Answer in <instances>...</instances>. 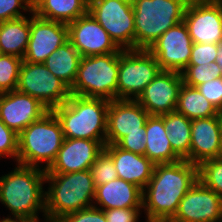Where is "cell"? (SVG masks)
Returning <instances> with one entry per match:
<instances>
[{
    "label": "cell",
    "mask_w": 222,
    "mask_h": 222,
    "mask_svg": "<svg viewBox=\"0 0 222 222\" xmlns=\"http://www.w3.org/2000/svg\"><path fill=\"white\" fill-rule=\"evenodd\" d=\"M222 197L199 180L187 191L170 222H221Z\"/></svg>",
    "instance_id": "4fadbf2b"
},
{
    "label": "cell",
    "mask_w": 222,
    "mask_h": 222,
    "mask_svg": "<svg viewBox=\"0 0 222 222\" xmlns=\"http://www.w3.org/2000/svg\"><path fill=\"white\" fill-rule=\"evenodd\" d=\"M218 58L216 60V62L220 65L221 69H222V43L219 44V50H218Z\"/></svg>",
    "instance_id": "60d3db41"
},
{
    "label": "cell",
    "mask_w": 222,
    "mask_h": 222,
    "mask_svg": "<svg viewBox=\"0 0 222 222\" xmlns=\"http://www.w3.org/2000/svg\"><path fill=\"white\" fill-rule=\"evenodd\" d=\"M105 145L106 141L64 138L55 160L45 172L70 173L89 170L104 151Z\"/></svg>",
    "instance_id": "ac0fdd59"
},
{
    "label": "cell",
    "mask_w": 222,
    "mask_h": 222,
    "mask_svg": "<svg viewBox=\"0 0 222 222\" xmlns=\"http://www.w3.org/2000/svg\"><path fill=\"white\" fill-rule=\"evenodd\" d=\"M183 84L182 75L175 71H160L145 87L136 101L150 114L163 115L176 110Z\"/></svg>",
    "instance_id": "e0dca14e"
},
{
    "label": "cell",
    "mask_w": 222,
    "mask_h": 222,
    "mask_svg": "<svg viewBox=\"0 0 222 222\" xmlns=\"http://www.w3.org/2000/svg\"><path fill=\"white\" fill-rule=\"evenodd\" d=\"M68 40L82 57L122 51L89 12L68 24Z\"/></svg>",
    "instance_id": "9a60e30c"
},
{
    "label": "cell",
    "mask_w": 222,
    "mask_h": 222,
    "mask_svg": "<svg viewBox=\"0 0 222 222\" xmlns=\"http://www.w3.org/2000/svg\"><path fill=\"white\" fill-rule=\"evenodd\" d=\"M142 192L138 186L116 178L104 185L96 186L93 206L101 207V210L142 208Z\"/></svg>",
    "instance_id": "7402d4cb"
},
{
    "label": "cell",
    "mask_w": 222,
    "mask_h": 222,
    "mask_svg": "<svg viewBox=\"0 0 222 222\" xmlns=\"http://www.w3.org/2000/svg\"><path fill=\"white\" fill-rule=\"evenodd\" d=\"M64 141L61 124L52 110L27 126L18 135L17 164L47 170ZM45 163L44 167L39 166Z\"/></svg>",
    "instance_id": "8992f818"
},
{
    "label": "cell",
    "mask_w": 222,
    "mask_h": 222,
    "mask_svg": "<svg viewBox=\"0 0 222 222\" xmlns=\"http://www.w3.org/2000/svg\"><path fill=\"white\" fill-rule=\"evenodd\" d=\"M142 208H115L103 210L107 222H138Z\"/></svg>",
    "instance_id": "f35d334b"
},
{
    "label": "cell",
    "mask_w": 222,
    "mask_h": 222,
    "mask_svg": "<svg viewBox=\"0 0 222 222\" xmlns=\"http://www.w3.org/2000/svg\"><path fill=\"white\" fill-rule=\"evenodd\" d=\"M30 38V17L0 22V49L2 54L24 58Z\"/></svg>",
    "instance_id": "d4e9b609"
},
{
    "label": "cell",
    "mask_w": 222,
    "mask_h": 222,
    "mask_svg": "<svg viewBox=\"0 0 222 222\" xmlns=\"http://www.w3.org/2000/svg\"><path fill=\"white\" fill-rule=\"evenodd\" d=\"M109 101L71 94L52 109L61 124L64 138L106 141Z\"/></svg>",
    "instance_id": "277c9868"
},
{
    "label": "cell",
    "mask_w": 222,
    "mask_h": 222,
    "mask_svg": "<svg viewBox=\"0 0 222 222\" xmlns=\"http://www.w3.org/2000/svg\"><path fill=\"white\" fill-rule=\"evenodd\" d=\"M45 222H58L64 216L93 206L95 185L90 170L70 173L46 172Z\"/></svg>",
    "instance_id": "3957f363"
},
{
    "label": "cell",
    "mask_w": 222,
    "mask_h": 222,
    "mask_svg": "<svg viewBox=\"0 0 222 222\" xmlns=\"http://www.w3.org/2000/svg\"><path fill=\"white\" fill-rule=\"evenodd\" d=\"M218 118H219V121H220V125H221V129H222V108L221 109H218Z\"/></svg>",
    "instance_id": "b9f144b4"
},
{
    "label": "cell",
    "mask_w": 222,
    "mask_h": 222,
    "mask_svg": "<svg viewBox=\"0 0 222 222\" xmlns=\"http://www.w3.org/2000/svg\"><path fill=\"white\" fill-rule=\"evenodd\" d=\"M20 10L31 13L32 0H0V22L24 17Z\"/></svg>",
    "instance_id": "d6a6232c"
},
{
    "label": "cell",
    "mask_w": 222,
    "mask_h": 222,
    "mask_svg": "<svg viewBox=\"0 0 222 222\" xmlns=\"http://www.w3.org/2000/svg\"><path fill=\"white\" fill-rule=\"evenodd\" d=\"M196 88L217 110L222 108V77L202 83Z\"/></svg>",
    "instance_id": "8d00e7d4"
},
{
    "label": "cell",
    "mask_w": 222,
    "mask_h": 222,
    "mask_svg": "<svg viewBox=\"0 0 222 222\" xmlns=\"http://www.w3.org/2000/svg\"><path fill=\"white\" fill-rule=\"evenodd\" d=\"M10 173L0 177V202L13 217L40 222L39 211L45 217L46 172L43 168L17 164Z\"/></svg>",
    "instance_id": "7a4b0ae2"
},
{
    "label": "cell",
    "mask_w": 222,
    "mask_h": 222,
    "mask_svg": "<svg viewBox=\"0 0 222 222\" xmlns=\"http://www.w3.org/2000/svg\"><path fill=\"white\" fill-rule=\"evenodd\" d=\"M49 109L38 99L13 90L0 93V120L18 135Z\"/></svg>",
    "instance_id": "d6986e66"
},
{
    "label": "cell",
    "mask_w": 222,
    "mask_h": 222,
    "mask_svg": "<svg viewBox=\"0 0 222 222\" xmlns=\"http://www.w3.org/2000/svg\"><path fill=\"white\" fill-rule=\"evenodd\" d=\"M183 21L193 43H222V3L218 0L189 2Z\"/></svg>",
    "instance_id": "8fae6325"
},
{
    "label": "cell",
    "mask_w": 222,
    "mask_h": 222,
    "mask_svg": "<svg viewBox=\"0 0 222 222\" xmlns=\"http://www.w3.org/2000/svg\"><path fill=\"white\" fill-rule=\"evenodd\" d=\"M104 151L112 158L118 178L143 191L153 175L155 164L145 155L125 151L116 144H106Z\"/></svg>",
    "instance_id": "44dd1931"
},
{
    "label": "cell",
    "mask_w": 222,
    "mask_h": 222,
    "mask_svg": "<svg viewBox=\"0 0 222 222\" xmlns=\"http://www.w3.org/2000/svg\"><path fill=\"white\" fill-rule=\"evenodd\" d=\"M30 17V38L23 61L44 63L46 58L68 41V25L46 20L36 16Z\"/></svg>",
    "instance_id": "5bb4252c"
},
{
    "label": "cell",
    "mask_w": 222,
    "mask_h": 222,
    "mask_svg": "<svg viewBox=\"0 0 222 222\" xmlns=\"http://www.w3.org/2000/svg\"><path fill=\"white\" fill-rule=\"evenodd\" d=\"M163 115H150L146 122L145 156L156 164L173 163L181 158L173 151L167 138Z\"/></svg>",
    "instance_id": "603a6c76"
},
{
    "label": "cell",
    "mask_w": 222,
    "mask_h": 222,
    "mask_svg": "<svg viewBox=\"0 0 222 222\" xmlns=\"http://www.w3.org/2000/svg\"><path fill=\"white\" fill-rule=\"evenodd\" d=\"M23 59L14 55L0 56V93L16 90Z\"/></svg>",
    "instance_id": "f546056e"
},
{
    "label": "cell",
    "mask_w": 222,
    "mask_h": 222,
    "mask_svg": "<svg viewBox=\"0 0 222 222\" xmlns=\"http://www.w3.org/2000/svg\"><path fill=\"white\" fill-rule=\"evenodd\" d=\"M119 54L81 57L77 76L70 93L87 98L117 99Z\"/></svg>",
    "instance_id": "52a82bcc"
},
{
    "label": "cell",
    "mask_w": 222,
    "mask_h": 222,
    "mask_svg": "<svg viewBox=\"0 0 222 222\" xmlns=\"http://www.w3.org/2000/svg\"><path fill=\"white\" fill-rule=\"evenodd\" d=\"M145 132L128 133L116 145L129 152L144 155L146 151Z\"/></svg>",
    "instance_id": "74e56055"
},
{
    "label": "cell",
    "mask_w": 222,
    "mask_h": 222,
    "mask_svg": "<svg viewBox=\"0 0 222 222\" xmlns=\"http://www.w3.org/2000/svg\"><path fill=\"white\" fill-rule=\"evenodd\" d=\"M94 185L101 186L118 178L112 158L103 151L90 167Z\"/></svg>",
    "instance_id": "1f68e13d"
},
{
    "label": "cell",
    "mask_w": 222,
    "mask_h": 222,
    "mask_svg": "<svg viewBox=\"0 0 222 222\" xmlns=\"http://www.w3.org/2000/svg\"><path fill=\"white\" fill-rule=\"evenodd\" d=\"M81 55L68 40L45 60L44 65L69 88L75 82Z\"/></svg>",
    "instance_id": "484cf974"
},
{
    "label": "cell",
    "mask_w": 222,
    "mask_h": 222,
    "mask_svg": "<svg viewBox=\"0 0 222 222\" xmlns=\"http://www.w3.org/2000/svg\"><path fill=\"white\" fill-rule=\"evenodd\" d=\"M191 122L186 116L176 111L164 114V127L173 151L190 162Z\"/></svg>",
    "instance_id": "4316f807"
},
{
    "label": "cell",
    "mask_w": 222,
    "mask_h": 222,
    "mask_svg": "<svg viewBox=\"0 0 222 222\" xmlns=\"http://www.w3.org/2000/svg\"><path fill=\"white\" fill-rule=\"evenodd\" d=\"M198 181V166L181 159L156 164L142 192V210L146 222L169 221L187 191Z\"/></svg>",
    "instance_id": "6da1fadb"
},
{
    "label": "cell",
    "mask_w": 222,
    "mask_h": 222,
    "mask_svg": "<svg viewBox=\"0 0 222 222\" xmlns=\"http://www.w3.org/2000/svg\"><path fill=\"white\" fill-rule=\"evenodd\" d=\"M154 222H170V221H154Z\"/></svg>",
    "instance_id": "7bdbcfd3"
},
{
    "label": "cell",
    "mask_w": 222,
    "mask_h": 222,
    "mask_svg": "<svg viewBox=\"0 0 222 222\" xmlns=\"http://www.w3.org/2000/svg\"><path fill=\"white\" fill-rule=\"evenodd\" d=\"M177 113L190 120L217 116L218 110L209 102L196 87L182 84L179 90Z\"/></svg>",
    "instance_id": "83f0119b"
},
{
    "label": "cell",
    "mask_w": 222,
    "mask_h": 222,
    "mask_svg": "<svg viewBox=\"0 0 222 222\" xmlns=\"http://www.w3.org/2000/svg\"><path fill=\"white\" fill-rule=\"evenodd\" d=\"M13 218V219H12ZM0 222H30L29 220L27 219H24V218H21V217H6V218H2L0 220Z\"/></svg>",
    "instance_id": "ab89813d"
},
{
    "label": "cell",
    "mask_w": 222,
    "mask_h": 222,
    "mask_svg": "<svg viewBox=\"0 0 222 222\" xmlns=\"http://www.w3.org/2000/svg\"><path fill=\"white\" fill-rule=\"evenodd\" d=\"M3 156L17 161L18 134L0 120V157Z\"/></svg>",
    "instance_id": "e575fe53"
},
{
    "label": "cell",
    "mask_w": 222,
    "mask_h": 222,
    "mask_svg": "<svg viewBox=\"0 0 222 222\" xmlns=\"http://www.w3.org/2000/svg\"><path fill=\"white\" fill-rule=\"evenodd\" d=\"M58 222H107L104 211L95 206L64 216Z\"/></svg>",
    "instance_id": "d590c367"
},
{
    "label": "cell",
    "mask_w": 222,
    "mask_h": 222,
    "mask_svg": "<svg viewBox=\"0 0 222 222\" xmlns=\"http://www.w3.org/2000/svg\"><path fill=\"white\" fill-rule=\"evenodd\" d=\"M32 3L36 16L67 25L88 12V0H32Z\"/></svg>",
    "instance_id": "cb8c5ba5"
},
{
    "label": "cell",
    "mask_w": 222,
    "mask_h": 222,
    "mask_svg": "<svg viewBox=\"0 0 222 222\" xmlns=\"http://www.w3.org/2000/svg\"><path fill=\"white\" fill-rule=\"evenodd\" d=\"M88 12L122 50H134L132 0H88Z\"/></svg>",
    "instance_id": "ba28073f"
},
{
    "label": "cell",
    "mask_w": 222,
    "mask_h": 222,
    "mask_svg": "<svg viewBox=\"0 0 222 222\" xmlns=\"http://www.w3.org/2000/svg\"><path fill=\"white\" fill-rule=\"evenodd\" d=\"M16 90L38 99L49 110L65 103L71 95L70 88L44 63L26 61L22 62Z\"/></svg>",
    "instance_id": "30bf717a"
},
{
    "label": "cell",
    "mask_w": 222,
    "mask_h": 222,
    "mask_svg": "<svg viewBox=\"0 0 222 222\" xmlns=\"http://www.w3.org/2000/svg\"><path fill=\"white\" fill-rule=\"evenodd\" d=\"M149 116L150 114L136 100L109 101L106 144H117L128 133L146 132Z\"/></svg>",
    "instance_id": "2e32d148"
},
{
    "label": "cell",
    "mask_w": 222,
    "mask_h": 222,
    "mask_svg": "<svg viewBox=\"0 0 222 222\" xmlns=\"http://www.w3.org/2000/svg\"><path fill=\"white\" fill-rule=\"evenodd\" d=\"M192 39L184 21L164 32L148 51L157 59L161 71L181 73L191 58Z\"/></svg>",
    "instance_id": "7c38bea8"
},
{
    "label": "cell",
    "mask_w": 222,
    "mask_h": 222,
    "mask_svg": "<svg viewBox=\"0 0 222 222\" xmlns=\"http://www.w3.org/2000/svg\"><path fill=\"white\" fill-rule=\"evenodd\" d=\"M161 71L148 50H122L119 54L117 99L136 100Z\"/></svg>",
    "instance_id": "9c48e42d"
},
{
    "label": "cell",
    "mask_w": 222,
    "mask_h": 222,
    "mask_svg": "<svg viewBox=\"0 0 222 222\" xmlns=\"http://www.w3.org/2000/svg\"><path fill=\"white\" fill-rule=\"evenodd\" d=\"M185 0H132L134 50H148L169 28L184 19Z\"/></svg>",
    "instance_id": "5b68a950"
},
{
    "label": "cell",
    "mask_w": 222,
    "mask_h": 222,
    "mask_svg": "<svg viewBox=\"0 0 222 222\" xmlns=\"http://www.w3.org/2000/svg\"><path fill=\"white\" fill-rule=\"evenodd\" d=\"M222 156V129L217 116L191 122L190 162H202Z\"/></svg>",
    "instance_id": "ffe728a7"
},
{
    "label": "cell",
    "mask_w": 222,
    "mask_h": 222,
    "mask_svg": "<svg viewBox=\"0 0 222 222\" xmlns=\"http://www.w3.org/2000/svg\"><path fill=\"white\" fill-rule=\"evenodd\" d=\"M198 180L222 197V156L202 162L198 166Z\"/></svg>",
    "instance_id": "4dcf8cb0"
},
{
    "label": "cell",
    "mask_w": 222,
    "mask_h": 222,
    "mask_svg": "<svg viewBox=\"0 0 222 222\" xmlns=\"http://www.w3.org/2000/svg\"><path fill=\"white\" fill-rule=\"evenodd\" d=\"M219 44L193 43L188 65L211 64L218 58Z\"/></svg>",
    "instance_id": "836d02e7"
},
{
    "label": "cell",
    "mask_w": 222,
    "mask_h": 222,
    "mask_svg": "<svg viewBox=\"0 0 222 222\" xmlns=\"http://www.w3.org/2000/svg\"><path fill=\"white\" fill-rule=\"evenodd\" d=\"M183 83L196 87L202 83L222 77V69L215 61L211 64L188 65L182 72Z\"/></svg>",
    "instance_id": "f1b7e54d"
}]
</instances>
